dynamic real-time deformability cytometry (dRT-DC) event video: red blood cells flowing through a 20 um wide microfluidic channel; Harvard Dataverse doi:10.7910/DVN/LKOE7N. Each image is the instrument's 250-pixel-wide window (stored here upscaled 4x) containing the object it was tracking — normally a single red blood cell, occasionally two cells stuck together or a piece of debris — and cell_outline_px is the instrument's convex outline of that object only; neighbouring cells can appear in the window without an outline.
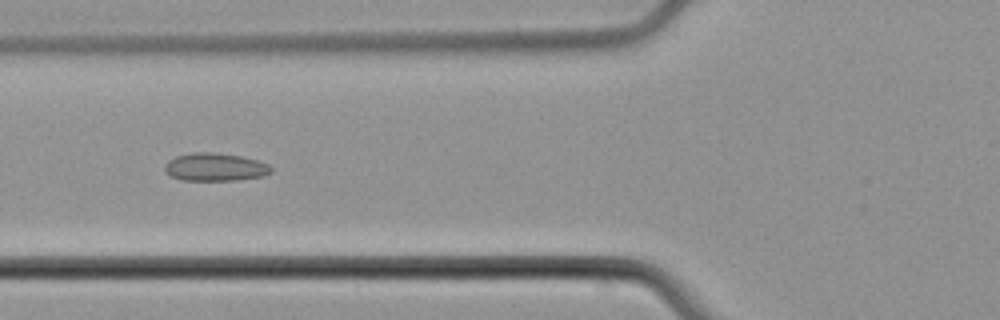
{"species": "common noctule bat (a hibernating species)", "species_latin": "Nyctalus noctula", "temperature_condition": "cold", "stored_images_in_passage": 5, "camera_frame_rate_fps": 3000, "um_per_image_px": 0.085, "animal": {"sex": "male", "body_mass_g": 21.5, "forearm_length_mm": 52.0}, "frame": {"image": 1, "passage_image": 3, "time_ms": 2.667, "image_size_px": [1000, 320], "cell_outline_px": [[272, 172], [264, 176], [236, 180], [180, 180], [164, 172], [164, 164], [168, 160], [176, 156], [192, 152], [212, 152], [240, 156], [256, 160], [268, 164], [272, 168]], "centroid_in_image_um": [18.25, 14.2], "position_along_channel_um": 107.5, "area_um2": 17.4}}
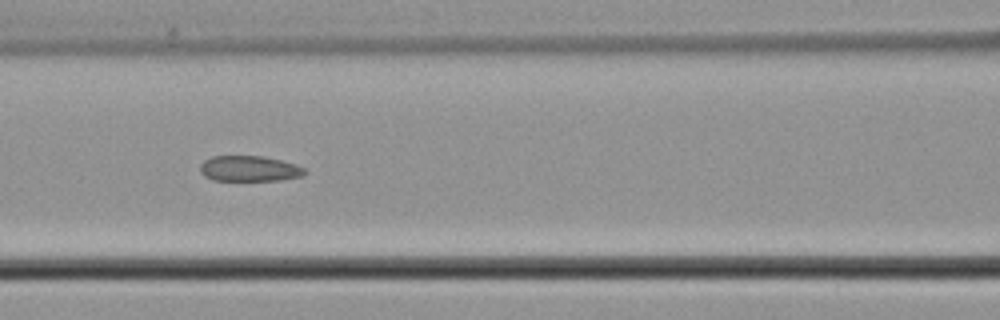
{"frame": {"image": 2, "passage_image": 4, "time_ms": 3.667, "image_size_px": [1000, 320], "cell_outline_px": [[308, 172], [304, 176], [280, 180], [212, 180], [204, 176], [200, 172], [200, 164], [204, 160], [212, 156], [264, 156], [296, 164], [304, 168]], "centroid_in_image_um": [21.2, 14.33], "position_along_channel_um": 145.4, "area_um2": 15.72}}
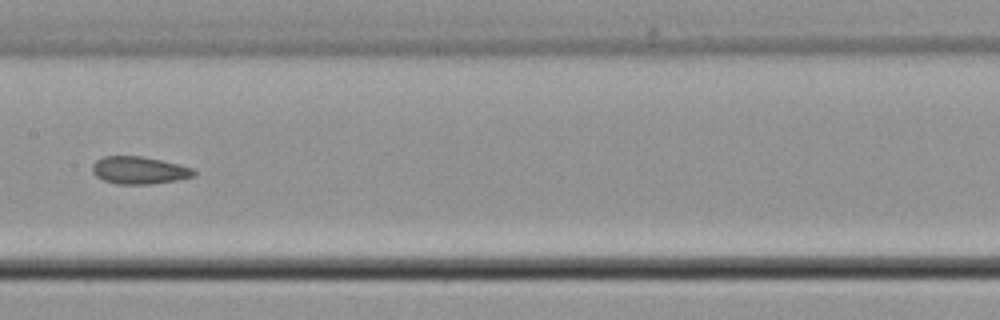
{"frame": {"image": 3, "passage_image": 5, "time_ms": 5.0, "image_size_px": [1000, 320], "cell_outline_px": [[196, 176], [176, 180], [152, 184], [116, 184], [104, 180], [96, 176], [92, 172], [92, 164], [96, 160], [104, 156], [144, 156], [192, 168], [196, 172]], "centroid_in_image_um": [11.81, 14.47], "position_along_channel_um": 195.6, "area_um2": 16.24}}